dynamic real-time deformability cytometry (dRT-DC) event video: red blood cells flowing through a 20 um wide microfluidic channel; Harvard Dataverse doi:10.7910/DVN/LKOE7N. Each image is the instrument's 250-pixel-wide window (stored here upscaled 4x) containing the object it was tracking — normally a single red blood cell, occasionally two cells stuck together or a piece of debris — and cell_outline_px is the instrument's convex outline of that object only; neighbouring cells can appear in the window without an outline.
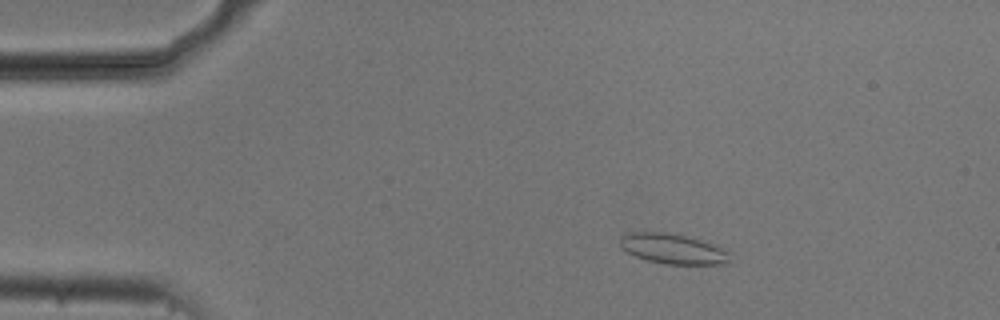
{"species": "common noctule bat (a hibernating species)", "species_latin": "Nyctalus noctula", "temperature_condition": "cold", "stored_images_in_passage": 36, "camera_frame_rate_fps": 3000, "um_per_image_px": 0.085, "animal": {"sex": "male", "body_mass_g": 20.5, "forearm_length_mm": 52.5}, "frame": {"image": 1, "passage_image": 10, "time_ms": 3.0, "image_size_px": [1000, 320], "cell_outline_px": [[732, 252], [728, 264], [668, 264], [648, 260], [636, 256], [620, 248], [620, 236], [632, 232], [664, 232], [684, 236], [700, 240], [712, 244]], "centroid_in_image_um": [57.22, 21.15], "position_along_channel_um": 27.8, "area_um2": 19.19}}